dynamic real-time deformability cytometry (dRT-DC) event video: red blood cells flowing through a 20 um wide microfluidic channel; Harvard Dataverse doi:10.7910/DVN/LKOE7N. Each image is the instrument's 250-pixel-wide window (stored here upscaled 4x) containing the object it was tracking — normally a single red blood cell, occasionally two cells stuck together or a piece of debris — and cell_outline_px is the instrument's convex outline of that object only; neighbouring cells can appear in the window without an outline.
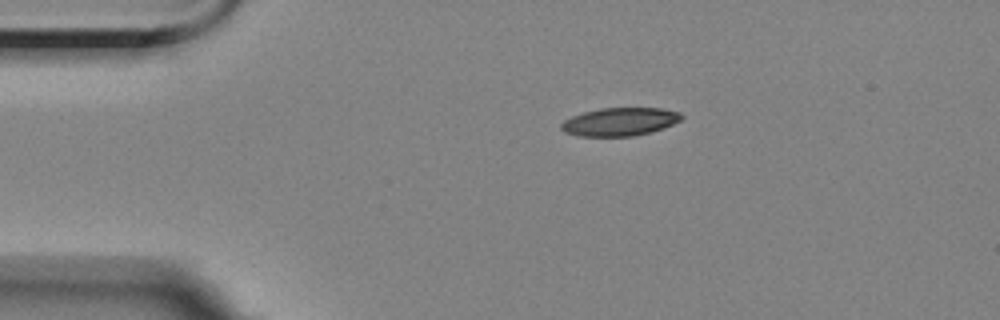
{"species": "Egyptian fruit bat (a non-hibernating species)", "species_latin": "Rousettus aegyptiacus", "temperature_condition": "room temperature", "stored_images_in_passage": 3, "camera_frame_rate_fps": 3000, "um_per_image_px": 0.085, "animal": {"sex": "female"}, "frame": {"image": 1, "passage_image": 1, "time_ms": 0.0, "image_size_px": [1000, 320], "cell_outline_px": [[684, 116], [680, 120], [664, 128], [652, 132], [632, 136], [576, 136], [564, 132], [560, 128], [560, 124], [564, 120], [572, 116], [584, 112], [600, 108], [664, 108], [680, 112]], "centroid_in_image_um": [52.68, 10.35], "position_along_channel_um": 32.3, "area_um2": 19.88}}
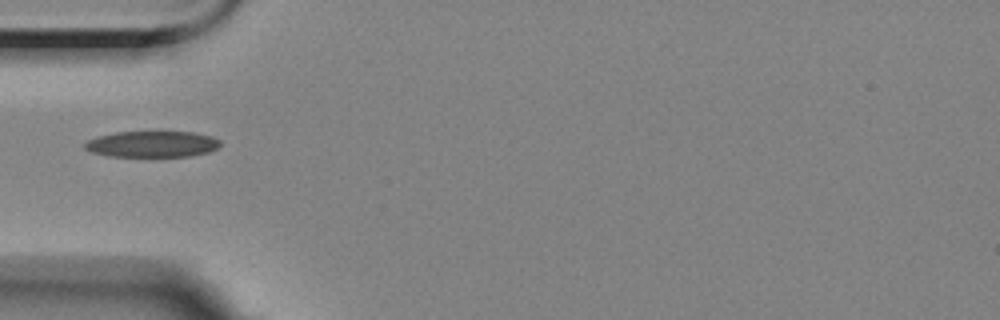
{"frame": {"image": 2, "passage_image": 3, "time_ms": 2.333, "image_size_px": [1000, 320], "cell_outline_px": [[220, 144], [216, 148], [208, 152], [192, 156], [108, 156], [92, 152], [84, 148], [84, 144], [88, 140], [96, 136], [116, 132], [196, 132], [212, 136], [220, 140]], "centroid_in_image_um": [12.93, 12.24], "position_along_channel_um": 72.1, "area_um2": 20.63}}